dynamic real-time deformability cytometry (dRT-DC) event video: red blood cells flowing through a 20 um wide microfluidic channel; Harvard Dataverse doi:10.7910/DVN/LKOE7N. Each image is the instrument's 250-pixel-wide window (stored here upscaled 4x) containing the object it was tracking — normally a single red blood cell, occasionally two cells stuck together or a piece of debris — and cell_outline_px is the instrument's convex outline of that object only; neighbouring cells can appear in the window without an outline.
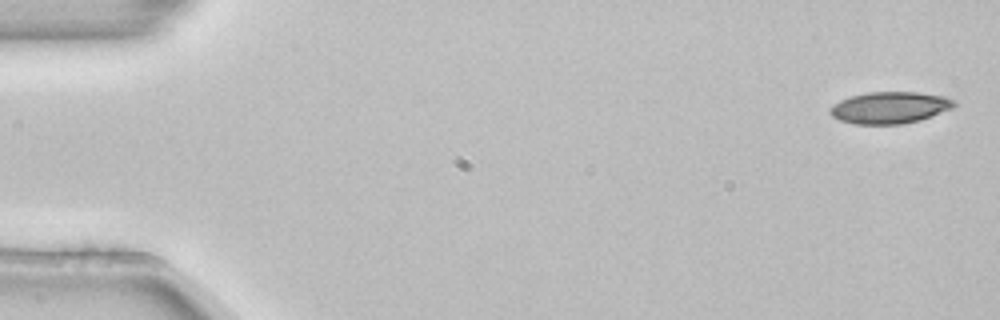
{"species": "common noctule bat (a hibernating species)", "species_latin": "Nyctalus noctula", "temperature_condition": "room temperature", "stored_images_in_passage": 4, "camera_frame_rate_fps": 3000, "um_per_image_px": 0.085, "animal": {"sex": "female", "body_mass_g": 22.7, "forearm_length_mm": 54.2}, "frame": {"image": 1, "passage_image": 1, "time_ms": 0.0, "image_size_px": [1000, 320], "cell_outline_px": [[956, 104], [952, 108], [920, 120], [904, 124], [856, 124], [840, 120], [832, 116], [828, 112], [828, 108], [832, 104], [848, 96], [868, 92], [916, 92], [944, 96], [956, 100]], "centroid_in_image_um": [75.6, 9.14], "position_along_channel_um": 9.4, "area_um2": 23.12}}
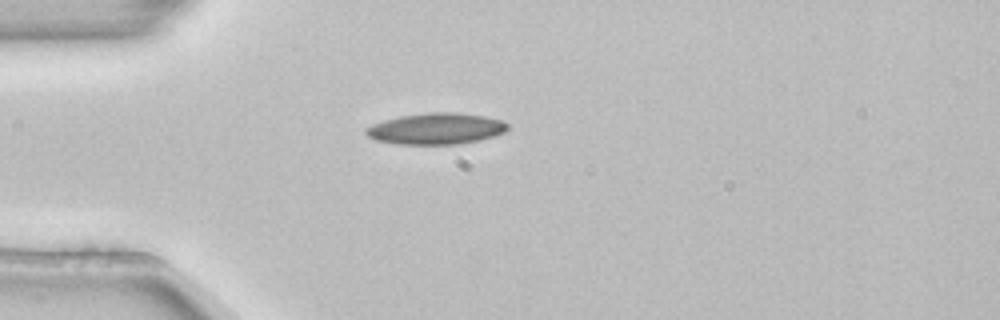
{"frame": {"image": 2, "passage_image": 4, "time_ms": 1.0, "image_size_px": [1000, 320], "cell_outline_px": [[508, 128], [504, 132], [492, 136], [476, 140], [456, 144], [396, 144], [376, 140], [368, 136], [364, 132], [364, 128], [372, 124], [384, 120], [400, 116], [428, 112], [456, 112], [484, 116], [500, 120], [508, 124]], "centroid_in_image_um": [37.01, 10.93], "position_along_channel_um": 48.0, "area_um2": 25.66}}